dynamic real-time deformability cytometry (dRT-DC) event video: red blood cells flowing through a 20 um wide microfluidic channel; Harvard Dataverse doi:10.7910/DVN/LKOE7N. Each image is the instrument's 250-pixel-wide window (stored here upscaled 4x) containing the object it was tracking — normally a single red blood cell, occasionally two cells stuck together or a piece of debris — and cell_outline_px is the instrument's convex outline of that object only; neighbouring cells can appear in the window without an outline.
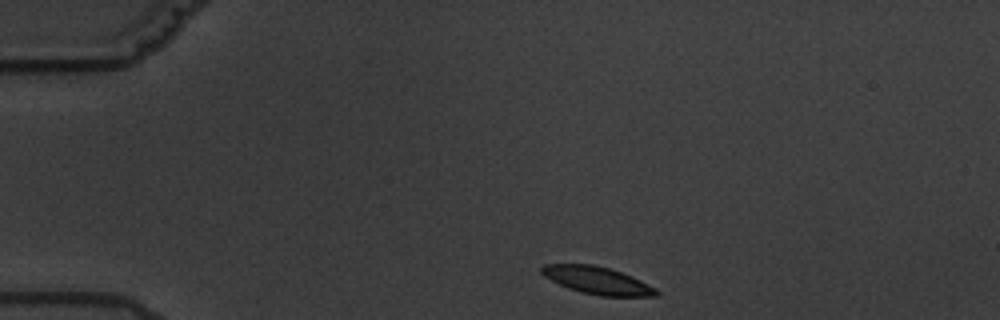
{"species": "common noctule bat (a hibernating species)", "species_latin": "Nyctalus noctula", "temperature_condition": "warm", "stored_images_in_passage": 10, "camera_frame_rate_fps": 3000, "um_per_image_px": 0.085, "animal": {"sex": "male", "body_mass_g": 19.5, "forearm_length_mm": 54.6}, "frame": {"image": 1, "passage_image": 1, "time_ms": 0.0, "image_size_px": [1000, 320], "cell_outline_px": [[660, 296], [600, 296], [580, 292], [568, 288], [544, 276], [540, 272], [540, 268], [544, 264], [592, 264], [608, 268], [632, 276], [656, 288], [660, 292]], "centroid_in_image_um": [50.78, 23.84], "position_along_channel_um": 34.2, "area_um2": 18.32}}
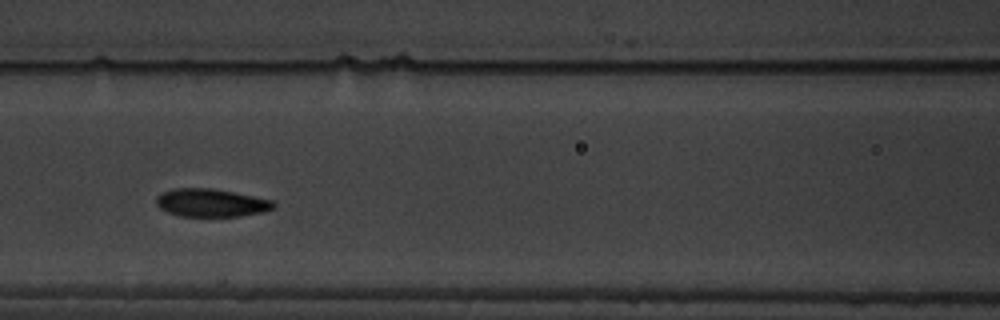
{"frame": {"image": 2, "passage_image": 5, "time_ms": 5.0, "image_size_px": [1000, 320], "cell_outline_px": [[276, 208], [264, 212], [240, 216], [180, 216], [168, 212], [160, 208], [156, 204], [156, 196], [160, 192], [172, 188], [212, 188], [272, 200], [276, 204]], "centroid_in_image_um": [17.93, 17.23], "position_along_channel_um": 148.7, "area_um2": 19.25}}